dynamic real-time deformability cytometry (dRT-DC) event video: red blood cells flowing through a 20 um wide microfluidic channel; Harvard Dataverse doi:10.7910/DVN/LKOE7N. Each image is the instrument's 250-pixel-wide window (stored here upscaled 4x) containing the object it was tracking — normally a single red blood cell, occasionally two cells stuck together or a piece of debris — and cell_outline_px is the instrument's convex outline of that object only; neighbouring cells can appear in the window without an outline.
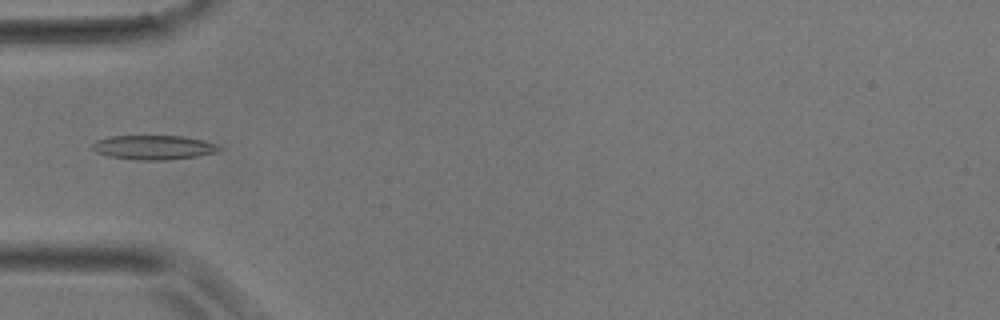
{"species": "common noctule bat (a hibernating species)", "species_latin": "Nyctalus noctula", "temperature_condition": "room temperature", "stored_images_in_passage": 4, "camera_frame_rate_fps": 3000, "um_per_image_px": 0.085, "animal": {"sex": "male", "body_mass_g": 17.9}, "frame": {"image": 1, "passage_image": 3, "time_ms": 0.667, "image_size_px": [1000, 320], "cell_outline_px": [[224, 148], [216, 152], [196, 156], [168, 160], [140, 160], [108, 156], [96, 152], [92, 148], [92, 144], [96, 140], [108, 136], [184, 136], [204, 140], [216, 144]], "centroid_in_image_um": [13.06, 12.52], "position_along_channel_um": 71.9, "area_um2": 18.03}}
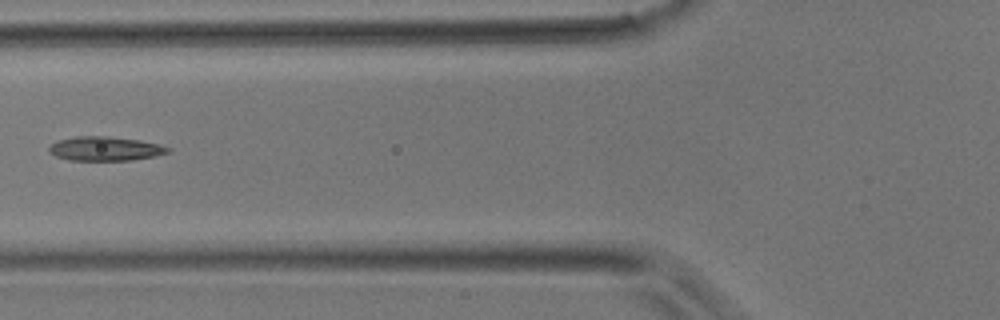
{"frame": {"image": 2, "passage_image": 4, "time_ms": 1.0, "image_size_px": [1000, 320], "cell_outline_px": [[172, 152], [156, 156], [132, 160], [68, 160], [56, 156], [48, 152], [48, 148], [56, 140], [76, 136], [108, 136], [140, 140], [160, 144], [172, 148]], "centroid_in_image_um": [8.97, 12.63], "position_along_channel_um": 116.8, "area_um2": 16.99}}